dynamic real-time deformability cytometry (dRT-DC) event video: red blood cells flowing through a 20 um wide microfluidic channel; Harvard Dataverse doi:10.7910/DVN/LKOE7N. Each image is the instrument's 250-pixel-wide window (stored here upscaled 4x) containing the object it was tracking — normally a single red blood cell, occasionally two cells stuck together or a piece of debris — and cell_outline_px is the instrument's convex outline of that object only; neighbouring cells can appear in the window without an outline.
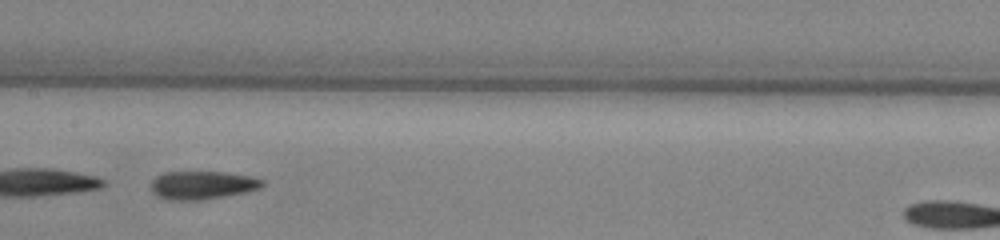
{"species": "common noctule bat (a hibernating species)", "species_latin": "Nyctalus noctula", "temperature_condition": "warm", "stored_images_in_passage": 44, "segment_of_instrument_passage": [2, 2], "camera_frame_rate_fps": 3000, "um_per_image_px": 0.085, "animal": {"sex": "male", "body_mass_g": 13.0, "forearm_length_mm": 53.1}, "frame": {"image": 1, "passage_image": 27, "time_ms": 8.667, "image_size_px": [1000, 240], "cell_outline_px": [[264, 184], [260, 188], [248, 192], [200, 200], [168, 200], [156, 196], [152, 192], [152, 180], [156, 176], [164, 172], [228, 172], [252, 176], [264, 180]], "centroid_in_image_um": [17.21, 15.73], "position_along_channel_um": 190.2, "area_um2": 18.5}}